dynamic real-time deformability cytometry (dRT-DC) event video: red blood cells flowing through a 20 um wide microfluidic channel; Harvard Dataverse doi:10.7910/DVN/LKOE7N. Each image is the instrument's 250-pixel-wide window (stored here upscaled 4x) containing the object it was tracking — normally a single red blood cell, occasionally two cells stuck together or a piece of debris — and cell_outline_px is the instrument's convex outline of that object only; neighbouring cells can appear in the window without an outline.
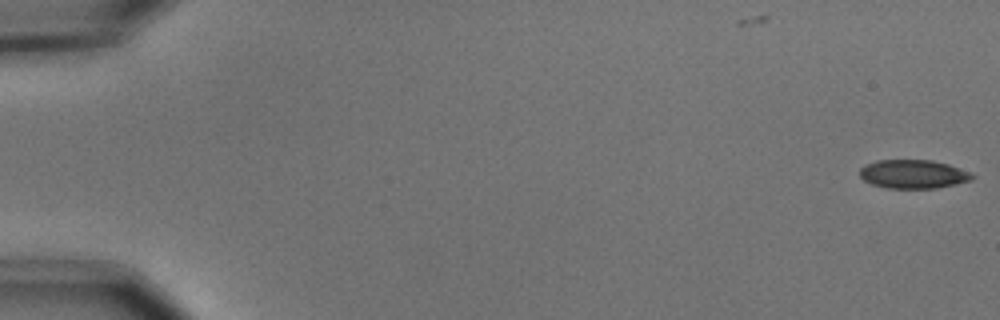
{"species": "common noctule bat (a hibernating species)", "species_latin": "Nyctalus noctula", "temperature_condition": "cold", "stored_images_in_passage": 38, "camera_frame_rate_fps": 3000, "um_per_image_px": 0.085, "animal": {"sex": "male", "body_mass_g": 15.6}, "frame": {"image": 1, "passage_image": 1, "time_ms": 0.0, "image_size_px": [1000, 320], "cell_outline_px": [[976, 176], [972, 180], [936, 188], [888, 188], [872, 184], [864, 180], [860, 176], [860, 168], [864, 164], [876, 160], [932, 160], [948, 164], [968, 172]], "centroid_in_image_um": [77.59, 14.79], "position_along_channel_um": 7.4, "area_um2": 18.73}}
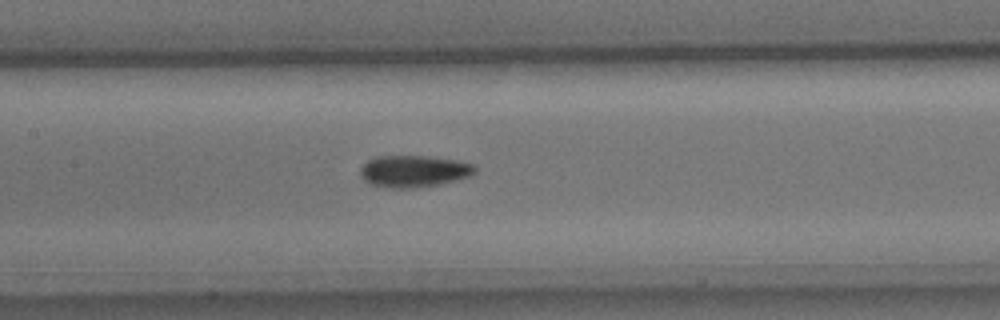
{"frame": {"image": 2, "passage_image": 27, "time_ms": 8.667, "image_size_px": [1000, 320], "cell_outline_px": [[476, 172], [472, 176], [440, 184], [412, 188], [392, 188], [372, 184], [364, 180], [360, 176], [360, 168], [368, 160], [380, 156], [428, 156], [456, 160], [476, 164]], "centroid_in_image_um": [35.22, 14.55], "position_along_channel_um": 172.2, "area_um2": 21.33}}
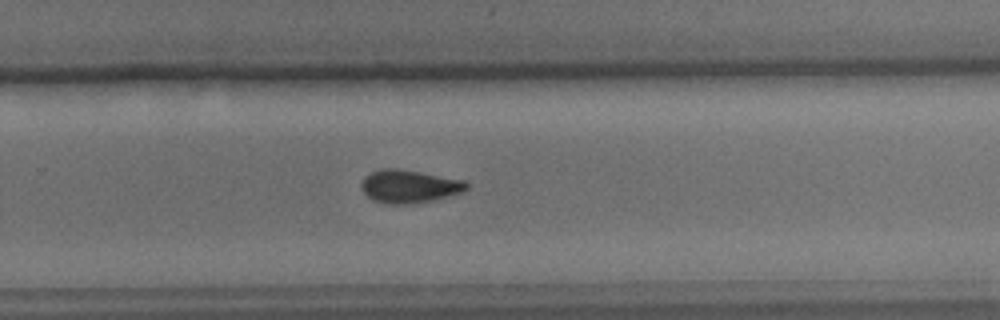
{"frame": {"image": 3, "passage_image": 37, "time_ms": 12.0, "image_size_px": [1000, 320], "cell_outline_px": [[468, 188], [464, 192], [432, 200], [408, 204], [384, 204], [372, 200], [364, 192], [360, 184], [364, 176], [372, 172], [384, 168], [396, 168], [464, 180], [468, 184]], "centroid_in_image_um": [34.76, 15.85], "position_along_channel_um": 295.0, "area_um2": 20.17}}